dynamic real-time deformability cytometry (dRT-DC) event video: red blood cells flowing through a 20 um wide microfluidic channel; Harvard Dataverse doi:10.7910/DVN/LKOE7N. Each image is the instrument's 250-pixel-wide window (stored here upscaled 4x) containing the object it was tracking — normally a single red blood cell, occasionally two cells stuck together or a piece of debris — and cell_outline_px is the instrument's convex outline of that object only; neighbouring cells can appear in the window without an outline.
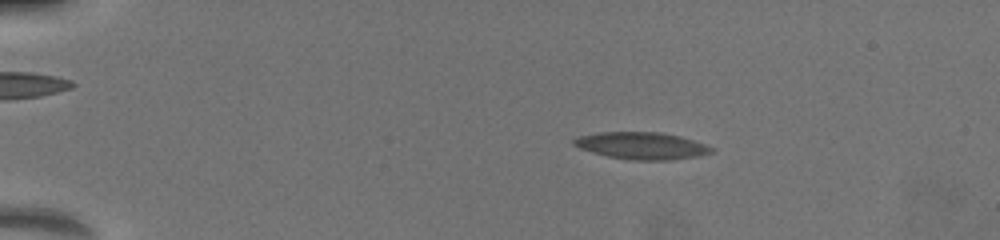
{"species": "common noctule bat (a hibernating species)", "species_latin": "Nyctalus noctula", "temperature_condition": "warm", "stored_images_in_passage": 33, "camera_frame_rate_fps": 3000, "um_per_image_px": 0.085, "animal": {"sex": "female", "body_mass_g": 19.5, "forearm_length_mm": 54.1}, "frame": {"image": 1, "passage_image": 19, "time_ms": 3.667, "image_size_px": [1000, 240], "cell_outline_px": [[712, 152], [696, 156], [664, 160], [636, 160], [608, 156], [572, 144], [572, 140], [580, 136], [600, 132], [656, 132], [676, 136], [692, 140], [704, 144], [712, 148]], "centroid_in_image_um": [54.53, 12.38], "position_along_channel_um": 30.5, "area_um2": 20.87}}